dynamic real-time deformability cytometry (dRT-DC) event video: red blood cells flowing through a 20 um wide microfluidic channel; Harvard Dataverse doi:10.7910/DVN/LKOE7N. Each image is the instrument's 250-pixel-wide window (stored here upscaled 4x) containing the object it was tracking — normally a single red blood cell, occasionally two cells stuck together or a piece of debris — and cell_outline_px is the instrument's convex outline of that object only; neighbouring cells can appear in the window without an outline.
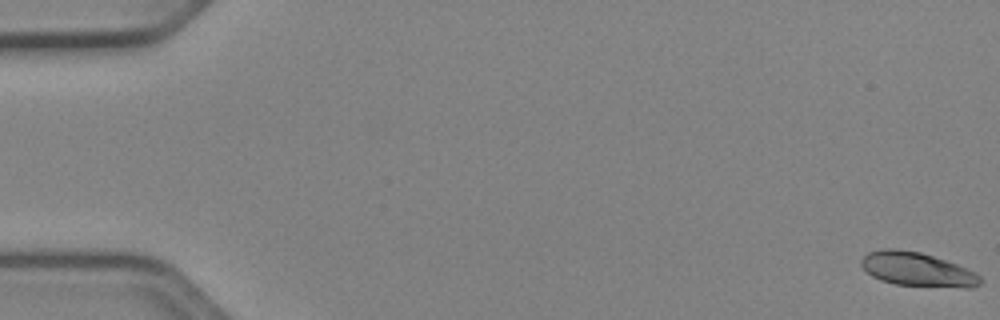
{"species": "Egyptian fruit bat (a non-hibernating species)", "species_latin": "Rousettus aegyptiacus", "temperature_condition": "cold", "stored_images_in_passage": 53, "camera_frame_rate_fps": 3000, "um_per_image_px": 0.085, "animal": {"sex": "female"}, "frame": {"image": 1, "passage_image": 1, "time_ms": 0.0, "image_size_px": [1000, 320], "cell_outline_px": [[980, 284], [972, 288], [964, 288], [896, 284], [880, 280], [872, 276], [860, 264], [860, 260], [868, 252], [884, 248], [888, 248], [920, 252], [956, 264], [980, 276]], "centroid_in_image_um": [77.93, 22.9], "position_along_channel_um": 7.1, "area_um2": 23.18}}
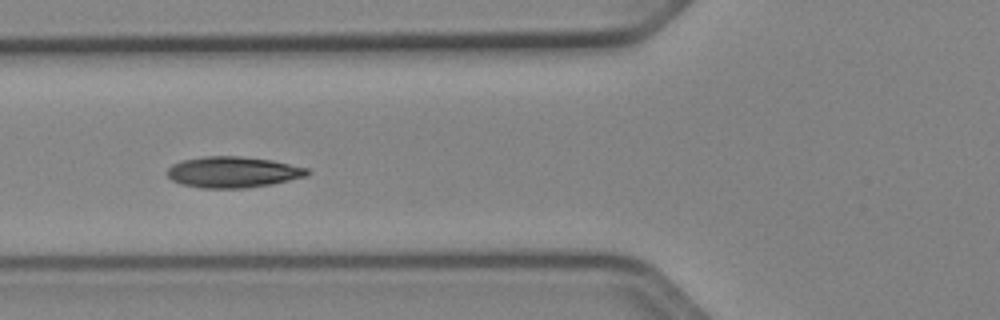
{"frame": {"image": 2, "passage_image": 21, "time_ms": 6.667, "image_size_px": [1000, 320], "cell_outline_px": [[312, 172], [308, 176], [272, 184], [244, 188], [200, 188], [180, 184], [172, 180], [168, 176], [168, 168], [172, 164], [180, 160], [204, 156], [240, 156], [272, 160], [308, 168]], "centroid_in_image_um": [19.81, 14.63], "position_along_channel_um": 106.0, "area_um2": 25.55}}
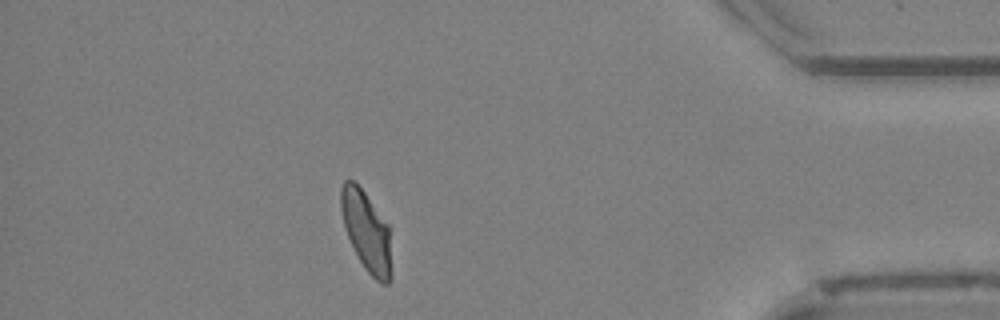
{"frame": {"image": 3, "passage_image": 47, "time_ms": 15.333, "image_size_px": [1000, 320], "cell_outline_px": [[392, 280], [388, 284], [380, 284], [364, 268], [348, 236], [344, 224], [340, 208], [340, 188], [344, 180], [352, 180], [364, 192], [388, 224], [392, 276]], "centroid_in_image_um": [31.16, 19.69], "position_along_channel_um": 404.0, "area_um2": 23.35}, "authors_computed_cell_mechanics": {"area_um2": 23.7558, "velocity_mm_per_s": 3.9251, "shape_relaxation_time_tau1_ms": 3.7447, "shape_relaxation_time_tau2_ms": 1.6395, "deformation_change_tau1": 0.1416, "deformation_change_tau2": 0.0574}}